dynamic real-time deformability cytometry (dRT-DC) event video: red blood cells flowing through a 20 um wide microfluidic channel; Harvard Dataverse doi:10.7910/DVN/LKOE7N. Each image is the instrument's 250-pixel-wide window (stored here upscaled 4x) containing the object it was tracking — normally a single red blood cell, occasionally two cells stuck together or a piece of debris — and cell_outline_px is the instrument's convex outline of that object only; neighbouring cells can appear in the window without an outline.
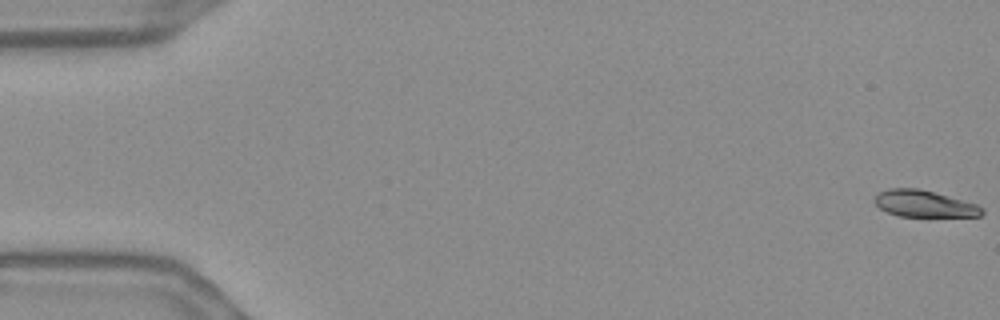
{"species": "Egyptian fruit bat (a non-hibernating species)", "species_latin": "Rousettus aegyptiacus", "temperature_condition": "warm", "stored_images_in_passage": 56, "camera_frame_rate_fps": 3000, "um_per_image_px": 0.085, "frame": {"image": 1, "passage_image": 1, "time_ms": 0.0, "image_size_px": [1000, 320], "cell_outline_px": [[984, 212], [980, 216], [900, 216], [888, 212], [880, 208], [872, 200], [880, 192], [888, 188], [920, 188], [976, 204], [984, 208]], "centroid_in_image_um": [78.55, 17.31], "position_along_channel_um": 6.5, "area_um2": 16.53}}
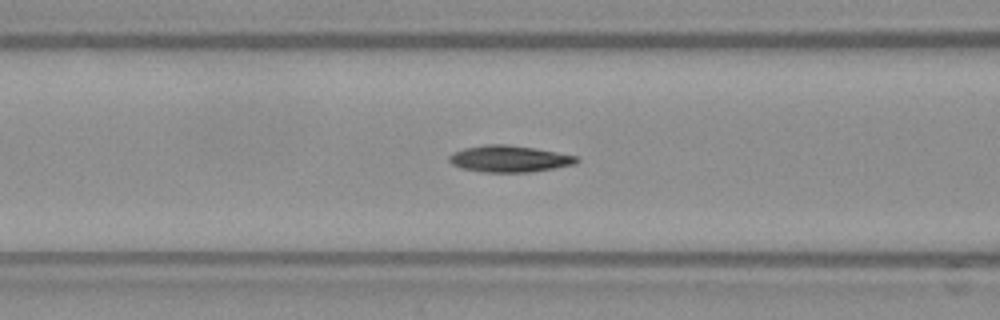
{"frame": {"image": 2, "passage_image": 23, "time_ms": 7.333, "image_size_px": [1000, 320], "cell_outline_px": [[580, 160], [576, 164], [532, 172], [484, 172], [460, 168], [452, 164], [448, 160], [448, 156], [452, 152], [464, 148], [484, 144], [508, 144], [536, 148], [576, 156]], "centroid_in_image_um": [43.27, 13.49], "position_along_channel_um": 123.3, "area_um2": 19.94}}
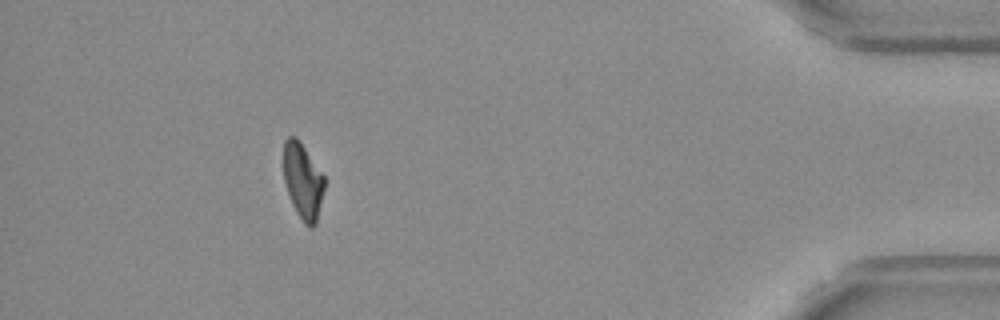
{"frame": {"image": 3, "passage_image": 51, "time_ms": 16.667, "image_size_px": [1000, 320], "cell_outline_px": [[324, 188], [316, 224], [312, 228], [308, 228], [304, 224], [296, 212], [292, 204], [284, 180], [284, 140], [288, 136], [296, 136], [300, 140], [324, 176]], "centroid_in_image_um": [25.74, 15.38], "position_along_channel_um": 409.5, "area_um2": 18.03}, "authors_computed_cell_mechanics": {"area_um2": 19.1029, "velocity_mm_per_s": 3.6694, "shape_relaxation_time_tau1_ms": 6.8049, "shape_relaxation_time_tau2_ms": 2.7906, "deformation_change_tau1": 0.1927, "deformation_change_tau2": 0.0876}}